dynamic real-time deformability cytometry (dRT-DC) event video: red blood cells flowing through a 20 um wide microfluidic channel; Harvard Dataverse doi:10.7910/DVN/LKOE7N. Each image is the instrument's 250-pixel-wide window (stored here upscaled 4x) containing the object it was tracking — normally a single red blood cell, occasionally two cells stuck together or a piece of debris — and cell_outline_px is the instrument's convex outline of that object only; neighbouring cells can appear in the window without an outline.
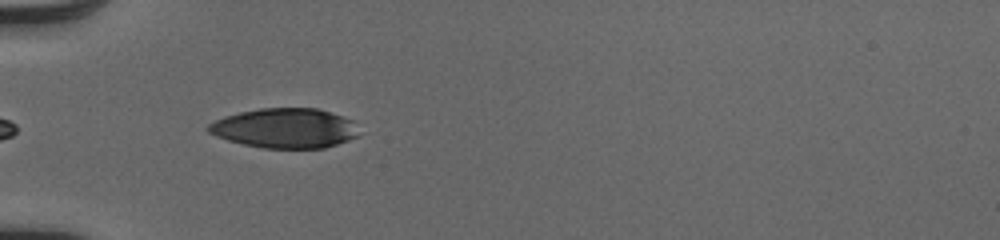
{"species": "human", "species_latin": "Homo sapiens", "temperature_condition": "cold", "stored_images_in_passage": 36, "camera_frame_rate_fps": 3000, "um_per_image_px": 0.085, "donor": {"sex": "male"}, "frame": {"image": 1, "passage_image": 2, "time_ms": 0.333, "image_size_px": [1000, 240], "cell_outline_px": [[356, 136], [348, 140], [324, 148], [264, 148], [244, 144], [228, 140], [216, 136], [208, 132], [208, 124], [224, 116], [240, 112], [260, 108], [316, 108], [352, 120]], "centroid_in_image_um": [24.16, 10.89], "position_along_channel_um": 60.8, "area_um2": 34.33}}
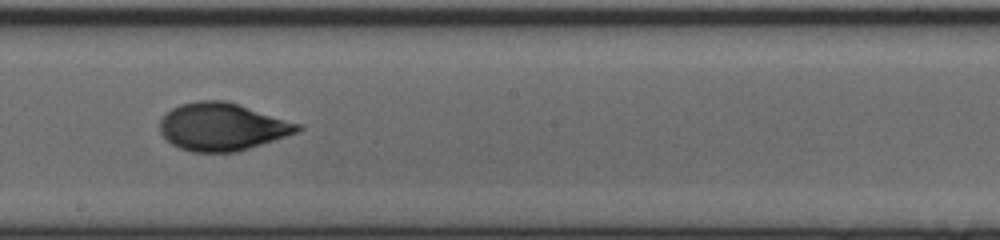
{"frame": {"image": 2, "passage_image": 15, "time_ms": 4.667, "image_size_px": [1000, 240], "cell_outline_px": [[304, 128], [296, 132], [236, 152], [192, 152], [180, 148], [172, 144], [160, 132], [160, 120], [172, 108], [180, 104], [196, 100], [224, 100], [300, 124]], "centroid_in_image_um": [18.84, 10.77], "position_along_channel_um": 229.4, "area_um2": 37.63}}
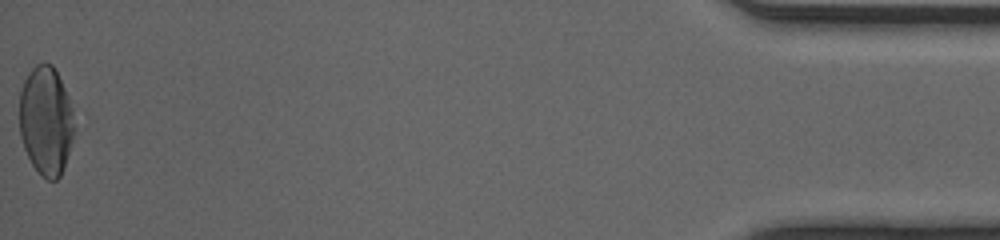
{"frame": {"image": 3, "passage_image": 36, "time_ms": 11.667, "image_size_px": [1000, 240], "cell_outline_px": [[72, 140], [64, 168], [60, 176], [56, 180], [48, 180], [32, 164], [24, 148], [20, 136], [20, 92], [24, 80], [28, 72], [36, 64], [44, 60], [52, 64], [68, 96], [72, 108]], "centroid_in_image_um": [3.88, 10.22], "position_along_channel_um": 431.3, "area_um2": 34.45}, "authors_computed_cell_mechanics": {"area_um2": 37.3099, "velocity_mm_per_s": 4.1196, "shape_relaxation_time_tau1_ms": 4.2899, "shape_relaxation_time_tau2_ms": 1.013, "deformation_change_tau1": 0.1829, "deformation_change_tau2": 0.0536}}